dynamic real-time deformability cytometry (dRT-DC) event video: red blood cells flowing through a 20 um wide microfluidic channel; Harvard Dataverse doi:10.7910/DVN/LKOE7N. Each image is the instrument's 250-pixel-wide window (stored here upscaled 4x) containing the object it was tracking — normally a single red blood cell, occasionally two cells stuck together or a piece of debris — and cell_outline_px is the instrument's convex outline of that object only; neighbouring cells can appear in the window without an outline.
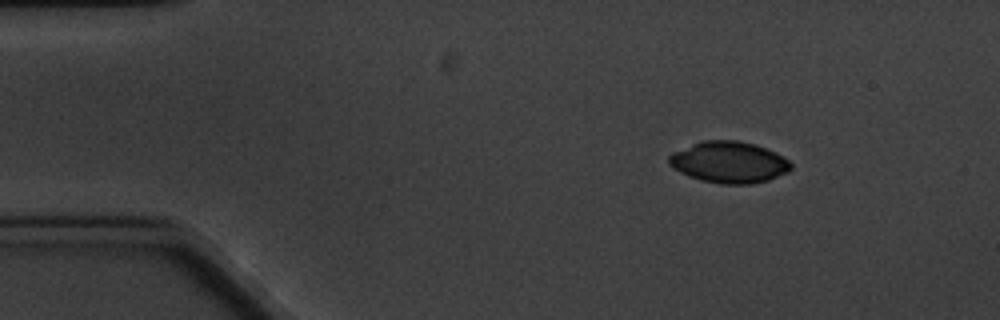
{"species": "common noctule bat (a hibernating species)", "species_latin": "Nyctalus noctula", "temperature_condition": "cold", "stored_images_in_passage": 7, "camera_frame_rate_fps": 3000, "um_per_image_px": 0.085, "animal": {"sex": "male", "body_mass_g": 20.1, "forearm_length_mm": 53.5}, "frame": {"image": 1, "passage_image": 2, "time_ms": 1.333, "image_size_px": [1000, 320], "cell_outline_px": [[792, 168], [788, 172], [768, 180], [752, 184], [720, 184], [700, 180], [688, 176], [672, 168], [668, 164], [668, 156], [672, 152], [692, 144], [704, 140], [736, 140], [752, 144], [776, 152], [788, 160], [792, 164]], "centroid_in_image_um": [61.94, 13.8], "position_along_channel_um": 23.1, "area_um2": 29.54}}